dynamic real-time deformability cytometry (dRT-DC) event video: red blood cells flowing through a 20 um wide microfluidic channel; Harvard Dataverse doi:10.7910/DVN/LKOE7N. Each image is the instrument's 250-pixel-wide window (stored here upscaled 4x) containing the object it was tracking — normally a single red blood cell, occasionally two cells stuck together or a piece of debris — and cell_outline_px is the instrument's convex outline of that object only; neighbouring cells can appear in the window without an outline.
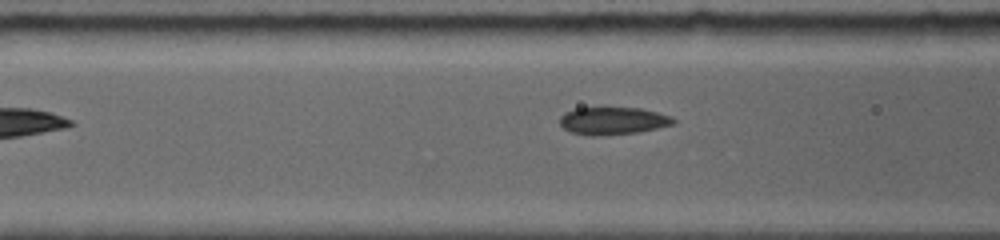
{"species": "common noctule bat (a hibernating species)", "species_latin": "Nyctalus noctula", "temperature_condition": "room temperature", "stored_images_in_passage": 6, "segment_of_instrument_passage": [2, 2], "camera_frame_rate_fps": 5000, "um_per_image_px": 0.085, "animal": {"sex": "female", "body_mass_g": 19.0, "forearm_length_mm": 56.7}, "frame": {"image": 1, "passage_image": 6, "time_ms": 4.0, "image_size_px": [1000, 240], "cell_outline_px": [[676, 124], [636, 132], [600, 136], [592, 136], [572, 132], [564, 128], [560, 124], [560, 116], [564, 112], [576, 108], [600, 104], [604, 104], [640, 108], [672, 116], [676, 120]], "centroid_in_image_um": [52.07, 10.21], "position_along_channel_um": 114.5, "area_um2": 19.13}}